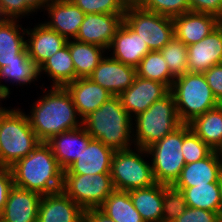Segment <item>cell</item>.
I'll list each match as a JSON object with an SVG mask.
<instances>
[{
	"mask_svg": "<svg viewBox=\"0 0 222 222\" xmlns=\"http://www.w3.org/2000/svg\"><path fill=\"white\" fill-rule=\"evenodd\" d=\"M44 94L33 103L27 115L31 128L41 142H47L54 135L76 129L83 125V120L65 87L44 89Z\"/></svg>",
	"mask_w": 222,
	"mask_h": 222,
	"instance_id": "1",
	"label": "cell"
},
{
	"mask_svg": "<svg viewBox=\"0 0 222 222\" xmlns=\"http://www.w3.org/2000/svg\"><path fill=\"white\" fill-rule=\"evenodd\" d=\"M10 168L17 187L41 195L53 194L62 189L63 170L46 142H40Z\"/></svg>",
	"mask_w": 222,
	"mask_h": 222,
	"instance_id": "2",
	"label": "cell"
},
{
	"mask_svg": "<svg viewBox=\"0 0 222 222\" xmlns=\"http://www.w3.org/2000/svg\"><path fill=\"white\" fill-rule=\"evenodd\" d=\"M132 123L133 118L124 109L118 96H112L83 119L87 133L115 151L131 148Z\"/></svg>",
	"mask_w": 222,
	"mask_h": 222,
	"instance_id": "3",
	"label": "cell"
},
{
	"mask_svg": "<svg viewBox=\"0 0 222 222\" xmlns=\"http://www.w3.org/2000/svg\"><path fill=\"white\" fill-rule=\"evenodd\" d=\"M41 141L33 131L29 118L21 109L0 113V152L2 167H11L32 152Z\"/></svg>",
	"mask_w": 222,
	"mask_h": 222,
	"instance_id": "4",
	"label": "cell"
},
{
	"mask_svg": "<svg viewBox=\"0 0 222 222\" xmlns=\"http://www.w3.org/2000/svg\"><path fill=\"white\" fill-rule=\"evenodd\" d=\"M170 92L175 99L178 118L183 124H189L196 117L221 104L203 73L187 72L176 77Z\"/></svg>",
	"mask_w": 222,
	"mask_h": 222,
	"instance_id": "5",
	"label": "cell"
},
{
	"mask_svg": "<svg viewBox=\"0 0 222 222\" xmlns=\"http://www.w3.org/2000/svg\"><path fill=\"white\" fill-rule=\"evenodd\" d=\"M133 120L135 123L132 124H136L132 126L135 128L132 129L134 147L143 149H147L163 139L182 124L178 118L175 99L171 92L161 100L154 102L147 110L135 116Z\"/></svg>",
	"mask_w": 222,
	"mask_h": 222,
	"instance_id": "6",
	"label": "cell"
},
{
	"mask_svg": "<svg viewBox=\"0 0 222 222\" xmlns=\"http://www.w3.org/2000/svg\"><path fill=\"white\" fill-rule=\"evenodd\" d=\"M146 154L147 150L140 147L115 151L110 171L115 190L129 192L156 183L151 162L144 160Z\"/></svg>",
	"mask_w": 222,
	"mask_h": 222,
	"instance_id": "7",
	"label": "cell"
},
{
	"mask_svg": "<svg viewBox=\"0 0 222 222\" xmlns=\"http://www.w3.org/2000/svg\"><path fill=\"white\" fill-rule=\"evenodd\" d=\"M183 123L146 150L151 159L155 182L172 186L186 165L182 155Z\"/></svg>",
	"mask_w": 222,
	"mask_h": 222,
	"instance_id": "8",
	"label": "cell"
},
{
	"mask_svg": "<svg viewBox=\"0 0 222 222\" xmlns=\"http://www.w3.org/2000/svg\"><path fill=\"white\" fill-rule=\"evenodd\" d=\"M114 190L110 173L63 174L61 191L84 210L99 208Z\"/></svg>",
	"mask_w": 222,
	"mask_h": 222,
	"instance_id": "9",
	"label": "cell"
},
{
	"mask_svg": "<svg viewBox=\"0 0 222 222\" xmlns=\"http://www.w3.org/2000/svg\"><path fill=\"white\" fill-rule=\"evenodd\" d=\"M124 22L146 42L150 51H160L174 37L171 17L140 7L126 9Z\"/></svg>",
	"mask_w": 222,
	"mask_h": 222,
	"instance_id": "10",
	"label": "cell"
},
{
	"mask_svg": "<svg viewBox=\"0 0 222 222\" xmlns=\"http://www.w3.org/2000/svg\"><path fill=\"white\" fill-rule=\"evenodd\" d=\"M124 21V14H85L75 40L101 46L108 51Z\"/></svg>",
	"mask_w": 222,
	"mask_h": 222,
	"instance_id": "11",
	"label": "cell"
},
{
	"mask_svg": "<svg viewBox=\"0 0 222 222\" xmlns=\"http://www.w3.org/2000/svg\"><path fill=\"white\" fill-rule=\"evenodd\" d=\"M169 92L170 89L165 84L136 75L133 84L118 97L128 114L135 117Z\"/></svg>",
	"mask_w": 222,
	"mask_h": 222,
	"instance_id": "12",
	"label": "cell"
},
{
	"mask_svg": "<svg viewBox=\"0 0 222 222\" xmlns=\"http://www.w3.org/2000/svg\"><path fill=\"white\" fill-rule=\"evenodd\" d=\"M136 75L135 67L105 56L88 78L113 96H119L133 84Z\"/></svg>",
	"mask_w": 222,
	"mask_h": 222,
	"instance_id": "13",
	"label": "cell"
},
{
	"mask_svg": "<svg viewBox=\"0 0 222 222\" xmlns=\"http://www.w3.org/2000/svg\"><path fill=\"white\" fill-rule=\"evenodd\" d=\"M172 21L174 37L186 46L201 41L222 23V20L214 15L192 11L175 16Z\"/></svg>",
	"mask_w": 222,
	"mask_h": 222,
	"instance_id": "14",
	"label": "cell"
},
{
	"mask_svg": "<svg viewBox=\"0 0 222 222\" xmlns=\"http://www.w3.org/2000/svg\"><path fill=\"white\" fill-rule=\"evenodd\" d=\"M44 10H47L50 17V21L44 22L47 27L67 40L77 36L85 13L71 0H50Z\"/></svg>",
	"mask_w": 222,
	"mask_h": 222,
	"instance_id": "15",
	"label": "cell"
},
{
	"mask_svg": "<svg viewBox=\"0 0 222 222\" xmlns=\"http://www.w3.org/2000/svg\"><path fill=\"white\" fill-rule=\"evenodd\" d=\"M188 72L204 73L222 63V23L201 41L189 45Z\"/></svg>",
	"mask_w": 222,
	"mask_h": 222,
	"instance_id": "16",
	"label": "cell"
},
{
	"mask_svg": "<svg viewBox=\"0 0 222 222\" xmlns=\"http://www.w3.org/2000/svg\"><path fill=\"white\" fill-rule=\"evenodd\" d=\"M84 209L62 191L42 195L37 222H84Z\"/></svg>",
	"mask_w": 222,
	"mask_h": 222,
	"instance_id": "17",
	"label": "cell"
},
{
	"mask_svg": "<svg viewBox=\"0 0 222 222\" xmlns=\"http://www.w3.org/2000/svg\"><path fill=\"white\" fill-rule=\"evenodd\" d=\"M42 195L13 186L0 214L1 222H37Z\"/></svg>",
	"mask_w": 222,
	"mask_h": 222,
	"instance_id": "18",
	"label": "cell"
},
{
	"mask_svg": "<svg viewBox=\"0 0 222 222\" xmlns=\"http://www.w3.org/2000/svg\"><path fill=\"white\" fill-rule=\"evenodd\" d=\"M92 137L82 126L54 135L46 143L63 171L76 161Z\"/></svg>",
	"mask_w": 222,
	"mask_h": 222,
	"instance_id": "19",
	"label": "cell"
},
{
	"mask_svg": "<svg viewBox=\"0 0 222 222\" xmlns=\"http://www.w3.org/2000/svg\"><path fill=\"white\" fill-rule=\"evenodd\" d=\"M26 49L29 58L39 68L49 57L58 52L67 44V39L54 30H51L43 22L33 29H26Z\"/></svg>",
	"mask_w": 222,
	"mask_h": 222,
	"instance_id": "20",
	"label": "cell"
},
{
	"mask_svg": "<svg viewBox=\"0 0 222 222\" xmlns=\"http://www.w3.org/2000/svg\"><path fill=\"white\" fill-rule=\"evenodd\" d=\"M114 153L115 150L100 140L91 138L79 158L63 171V174L110 173Z\"/></svg>",
	"mask_w": 222,
	"mask_h": 222,
	"instance_id": "21",
	"label": "cell"
},
{
	"mask_svg": "<svg viewBox=\"0 0 222 222\" xmlns=\"http://www.w3.org/2000/svg\"><path fill=\"white\" fill-rule=\"evenodd\" d=\"M82 120L113 95L88 77L75 79L65 86Z\"/></svg>",
	"mask_w": 222,
	"mask_h": 222,
	"instance_id": "22",
	"label": "cell"
},
{
	"mask_svg": "<svg viewBox=\"0 0 222 222\" xmlns=\"http://www.w3.org/2000/svg\"><path fill=\"white\" fill-rule=\"evenodd\" d=\"M110 55L124 64L137 67L143 57L150 52L146 42L140 38L124 21L118 28L109 47Z\"/></svg>",
	"mask_w": 222,
	"mask_h": 222,
	"instance_id": "23",
	"label": "cell"
},
{
	"mask_svg": "<svg viewBox=\"0 0 222 222\" xmlns=\"http://www.w3.org/2000/svg\"><path fill=\"white\" fill-rule=\"evenodd\" d=\"M222 165L215 151L203 160L186 164L172 187H193L220 182Z\"/></svg>",
	"mask_w": 222,
	"mask_h": 222,
	"instance_id": "24",
	"label": "cell"
},
{
	"mask_svg": "<svg viewBox=\"0 0 222 222\" xmlns=\"http://www.w3.org/2000/svg\"><path fill=\"white\" fill-rule=\"evenodd\" d=\"M18 21L0 19V68L19 61V54L26 48V29Z\"/></svg>",
	"mask_w": 222,
	"mask_h": 222,
	"instance_id": "25",
	"label": "cell"
},
{
	"mask_svg": "<svg viewBox=\"0 0 222 222\" xmlns=\"http://www.w3.org/2000/svg\"><path fill=\"white\" fill-rule=\"evenodd\" d=\"M133 206L145 222H161L163 212V184L129 191Z\"/></svg>",
	"mask_w": 222,
	"mask_h": 222,
	"instance_id": "26",
	"label": "cell"
},
{
	"mask_svg": "<svg viewBox=\"0 0 222 222\" xmlns=\"http://www.w3.org/2000/svg\"><path fill=\"white\" fill-rule=\"evenodd\" d=\"M44 72L52 79V87H65L78 78L69 51V40L63 48L49 57L38 68L39 76Z\"/></svg>",
	"mask_w": 222,
	"mask_h": 222,
	"instance_id": "27",
	"label": "cell"
},
{
	"mask_svg": "<svg viewBox=\"0 0 222 222\" xmlns=\"http://www.w3.org/2000/svg\"><path fill=\"white\" fill-rule=\"evenodd\" d=\"M173 188L181 191L188 207L220 212V182L206 183L193 187Z\"/></svg>",
	"mask_w": 222,
	"mask_h": 222,
	"instance_id": "28",
	"label": "cell"
},
{
	"mask_svg": "<svg viewBox=\"0 0 222 222\" xmlns=\"http://www.w3.org/2000/svg\"><path fill=\"white\" fill-rule=\"evenodd\" d=\"M69 51L78 78L88 77L104 58L106 49L101 46L69 39Z\"/></svg>",
	"mask_w": 222,
	"mask_h": 222,
	"instance_id": "29",
	"label": "cell"
},
{
	"mask_svg": "<svg viewBox=\"0 0 222 222\" xmlns=\"http://www.w3.org/2000/svg\"><path fill=\"white\" fill-rule=\"evenodd\" d=\"M38 77V68L33 60L29 58L26 48L19 54V61H13L0 68V80L5 79L13 84L16 82V85L19 84V86L31 84L33 81H37ZM0 85L4 93L9 97L11 94L9 86L1 84V82Z\"/></svg>",
	"mask_w": 222,
	"mask_h": 222,
	"instance_id": "30",
	"label": "cell"
},
{
	"mask_svg": "<svg viewBox=\"0 0 222 222\" xmlns=\"http://www.w3.org/2000/svg\"><path fill=\"white\" fill-rule=\"evenodd\" d=\"M192 131L213 150L222 142V104L189 123Z\"/></svg>",
	"mask_w": 222,
	"mask_h": 222,
	"instance_id": "31",
	"label": "cell"
},
{
	"mask_svg": "<svg viewBox=\"0 0 222 222\" xmlns=\"http://www.w3.org/2000/svg\"><path fill=\"white\" fill-rule=\"evenodd\" d=\"M99 208L114 222H145L127 191L114 190Z\"/></svg>",
	"mask_w": 222,
	"mask_h": 222,
	"instance_id": "32",
	"label": "cell"
},
{
	"mask_svg": "<svg viewBox=\"0 0 222 222\" xmlns=\"http://www.w3.org/2000/svg\"><path fill=\"white\" fill-rule=\"evenodd\" d=\"M136 73L142 78L163 83L169 89L175 79L160 51L148 52L136 67Z\"/></svg>",
	"mask_w": 222,
	"mask_h": 222,
	"instance_id": "33",
	"label": "cell"
},
{
	"mask_svg": "<svg viewBox=\"0 0 222 222\" xmlns=\"http://www.w3.org/2000/svg\"><path fill=\"white\" fill-rule=\"evenodd\" d=\"M170 73L176 78L188 72V47L173 37L161 50Z\"/></svg>",
	"mask_w": 222,
	"mask_h": 222,
	"instance_id": "34",
	"label": "cell"
},
{
	"mask_svg": "<svg viewBox=\"0 0 222 222\" xmlns=\"http://www.w3.org/2000/svg\"><path fill=\"white\" fill-rule=\"evenodd\" d=\"M213 151L208 144L192 131L189 124H183L182 155L186 164L203 160Z\"/></svg>",
	"mask_w": 222,
	"mask_h": 222,
	"instance_id": "35",
	"label": "cell"
},
{
	"mask_svg": "<svg viewBox=\"0 0 222 222\" xmlns=\"http://www.w3.org/2000/svg\"><path fill=\"white\" fill-rule=\"evenodd\" d=\"M187 203L181 191L163 184V212L161 222H173L182 215Z\"/></svg>",
	"mask_w": 222,
	"mask_h": 222,
	"instance_id": "36",
	"label": "cell"
},
{
	"mask_svg": "<svg viewBox=\"0 0 222 222\" xmlns=\"http://www.w3.org/2000/svg\"><path fill=\"white\" fill-rule=\"evenodd\" d=\"M140 8L171 18L190 11L188 0H144Z\"/></svg>",
	"mask_w": 222,
	"mask_h": 222,
	"instance_id": "37",
	"label": "cell"
},
{
	"mask_svg": "<svg viewBox=\"0 0 222 222\" xmlns=\"http://www.w3.org/2000/svg\"><path fill=\"white\" fill-rule=\"evenodd\" d=\"M85 14H125L119 0H71Z\"/></svg>",
	"mask_w": 222,
	"mask_h": 222,
	"instance_id": "38",
	"label": "cell"
},
{
	"mask_svg": "<svg viewBox=\"0 0 222 222\" xmlns=\"http://www.w3.org/2000/svg\"><path fill=\"white\" fill-rule=\"evenodd\" d=\"M32 12L24 0H0V19L17 20Z\"/></svg>",
	"mask_w": 222,
	"mask_h": 222,
	"instance_id": "39",
	"label": "cell"
},
{
	"mask_svg": "<svg viewBox=\"0 0 222 222\" xmlns=\"http://www.w3.org/2000/svg\"><path fill=\"white\" fill-rule=\"evenodd\" d=\"M173 222H222V220L217 212L187 207L185 212Z\"/></svg>",
	"mask_w": 222,
	"mask_h": 222,
	"instance_id": "40",
	"label": "cell"
},
{
	"mask_svg": "<svg viewBox=\"0 0 222 222\" xmlns=\"http://www.w3.org/2000/svg\"><path fill=\"white\" fill-rule=\"evenodd\" d=\"M190 11L211 14L222 20V0H188Z\"/></svg>",
	"mask_w": 222,
	"mask_h": 222,
	"instance_id": "41",
	"label": "cell"
},
{
	"mask_svg": "<svg viewBox=\"0 0 222 222\" xmlns=\"http://www.w3.org/2000/svg\"><path fill=\"white\" fill-rule=\"evenodd\" d=\"M216 99L222 104V63L203 73Z\"/></svg>",
	"mask_w": 222,
	"mask_h": 222,
	"instance_id": "42",
	"label": "cell"
},
{
	"mask_svg": "<svg viewBox=\"0 0 222 222\" xmlns=\"http://www.w3.org/2000/svg\"><path fill=\"white\" fill-rule=\"evenodd\" d=\"M13 186L14 182L11 168L0 167V214L4 209L9 192Z\"/></svg>",
	"mask_w": 222,
	"mask_h": 222,
	"instance_id": "43",
	"label": "cell"
},
{
	"mask_svg": "<svg viewBox=\"0 0 222 222\" xmlns=\"http://www.w3.org/2000/svg\"><path fill=\"white\" fill-rule=\"evenodd\" d=\"M84 222H114L100 208H88L84 211Z\"/></svg>",
	"mask_w": 222,
	"mask_h": 222,
	"instance_id": "44",
	"label": "cell"
},
{
	"mask_svg": "<svg viewBox=\"0 0 222 222\" xmlns=\"http://www.w3.org/2000/svg\"><path fill=\"white\" fill-rule=\"evenodd\" d=\"M50 0H24L25 4L33 11L37 12L38 9H44Z\"/></svg>",
	"mask_w": 222,
	"mask_h": 222,
	"instance_id": "45",
	"label": "cell"
},
{
	"mask_svg": "<svg viewBox=\"0 0 222 222\" xmlns=\"http://www.w3.org/2000/svg\"><path fill=\"white\" fill-rule=\"evenodd\" d=\"M125 9L141 7L144 0H119Z\"/></svg>",
	"mask_w": 222,
	"mask_h": 222,
	"instance_id": "46",
	"label": "cell"
},
{
	"mask_svg": "<svg viewBox=\"0 0 222 222\" xmlns=\"http://www.w3.org/2000/svg\"><path fill=\"white\" fill-rule=\"evenodd\" d=\"M214 151H215L217 158L219 159V161L222 165V142L215 148Z\"/></svg>",
	"mask_w": 222,
	"mask_h": 222,
	"instance_id": "47",
	"label": "cell"
},
{
	"mask_svg": "<svg viewBox=\"0 0 222 222\" xmlns=\"http://www.w3.org/2000/svg\"><path fill=\"white\" fill-rule=\"evenodd\" d=\"M7 98H9L5 93H4V91H3V89H2V87H1V85H0V101H2V100H5V99H7ZM1 106V105H0ZM7 108L5 107H0V113H2L3 111H5Z\"/></svg>",
	"mask_w": 222,
	"mask_h": 222,
	"instance_id": "48",
	"label": "cell"
},
{
	"mask_svg": "<svg viewBox=\"0 0 222 222\" xmlns=\"http://www.w3.org/2000/svg\"><path fill=\"white\" fill-rule=\"evenodd\" d=\"M220 191H221V200H220V217H221V220H222V174H221V177H220Z\"/></svg>",
	"mask_w": 222,
	"mask_h": 222,
	"instance_id": "49",
	"label": "cell"
},
{
	"mask_svg": "<svg viewBox=\"0 0 222 222\" xmlns=\"http://www.w3.org/2000/svg\"><path fill=\"white\" fill-rule=\"evenodd\" d=\"M0 167H2L1 152H0Z\"/></svg>",
	"mask_w": 222,
	"mask_h": 222,
	"instance_id": "50",
	"label": "cell"
}]
</instances>
